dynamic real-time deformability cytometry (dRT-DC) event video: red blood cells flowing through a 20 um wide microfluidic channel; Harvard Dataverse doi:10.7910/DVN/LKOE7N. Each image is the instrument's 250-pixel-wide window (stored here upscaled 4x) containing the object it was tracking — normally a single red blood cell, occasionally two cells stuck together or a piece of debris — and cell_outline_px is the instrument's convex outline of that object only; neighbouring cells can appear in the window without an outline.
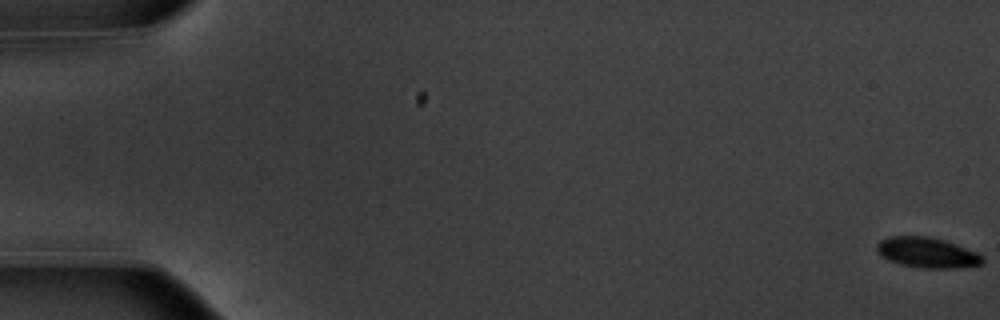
{"species": "common noctule bat (a hibernating species)", "species_latin": "Nyctalus noctula", "temperature_condition": "warm", "stored_images_in_passage": 2, "camera_frame_rate_fps": 3000, "um_per_image_px": 0.085, "animal": {"sex": "male", "body_mass_g": 20.1, "forearm_length_mm": 53.5}, "frame": {"image": 1, "passage_image": 2, "time_ms": 0.333, "image_size_px": [1000, 320], "cell_outline_px": [[984, 264], [956, 268], [924, 268], [900, 264], [888, 260], [880, 256], [876, 252], [876, 244], [880, 240], [888, 236], [928, 236], [944, 240], [956, 244], [976, 252], [984, 256]], "centroid_in_image_um": [78.79, 21.47], "position_along_channel_um": 6.2, "area_um2": 18.9}}